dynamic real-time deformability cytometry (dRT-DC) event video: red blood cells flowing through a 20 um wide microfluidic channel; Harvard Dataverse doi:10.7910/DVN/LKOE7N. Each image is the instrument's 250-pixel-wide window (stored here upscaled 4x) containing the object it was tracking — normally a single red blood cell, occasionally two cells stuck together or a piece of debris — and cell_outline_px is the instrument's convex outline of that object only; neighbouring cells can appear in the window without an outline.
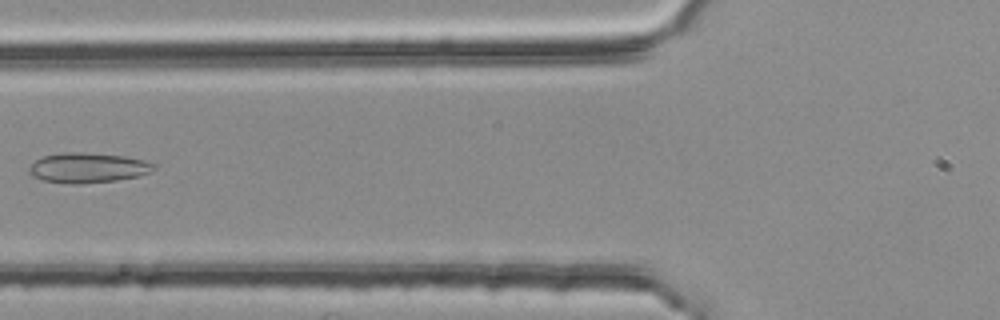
{"species": "common noctule bat (a hibernating species)", "species_latin": "Nyctalus noctula", "temperature_condition": "room temperature", "stored_images_in_passage": 5, "camera_frame_rate_fps": 3000, "um_per_image_px": 0.085, "animal": {"sex": "female", "body_mass_g": 25.1}, "frame": {"image": 1, "passage_image": 5, "time_ms": 1.333, "image_size_px": [1000, 320], "cell_outline_px": [[156, 168], [148, 172], [136, 176], [116, 180], [80, 184], [64, 184], [44, 180], [32, 176], [28, 172], [28, 168], [36, 160], [44, 156], [64, 152], [84, 152], [124, 156], [144, 160], [156, 164]], "centroid_in_image_um": [7.44, 14.26], "position_along_channel_um": 118.4, "area_um2": 21.79}}